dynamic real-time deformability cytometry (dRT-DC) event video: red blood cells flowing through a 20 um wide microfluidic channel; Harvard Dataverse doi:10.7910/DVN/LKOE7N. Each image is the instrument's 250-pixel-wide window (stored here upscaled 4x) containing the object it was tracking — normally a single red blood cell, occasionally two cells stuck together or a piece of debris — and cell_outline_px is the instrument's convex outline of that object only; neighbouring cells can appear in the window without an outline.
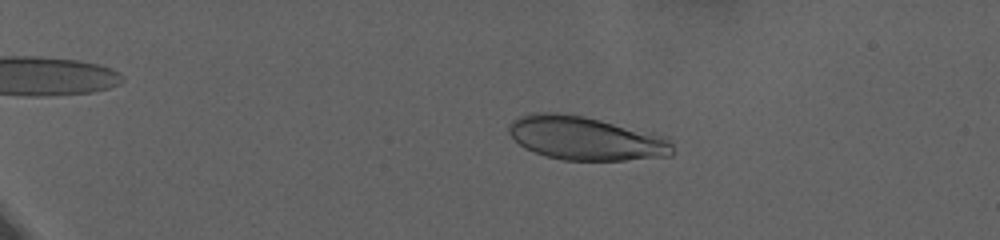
{"species": "human", "species_latin": "Homo sapiens", "temperature_condition": "warm", "stored_images_in_passage": 78, "camera_frame_rate_fps": 3000, "um_per_image_px": 0.085, "donor": {"sex": "female"}, "frame": {"image": 1, "passage_image": 19, "time_ms": 6.0, "image_size_px": [1000, 240], "cell_outline_px": [[676, 152], [672, 156], [624, 160], [564, 160], [548, 156], [524, 148], [508, 132], [508, 124], [512, 120], [528, 112], [556, 112], [584, 116], [668, 136]], "centroid_in_image_um": [49.82, 11.74], "position_along_channel_um": 35.2, "area_um2": 41.96}}
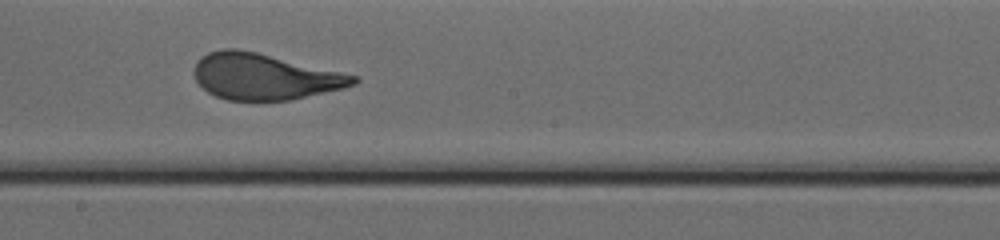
{"frame": {"image": 2, "passage_image": 50, "time_ms": 16.333, "image_size_px": [1000, 240], "cell_outline_px": [[360, 80], [356, 84], [344, 88], [288, 100], [228, 100], [216, 96], [208, 92], [196, 80], [192, 72], [192, 68], [196, 60], [200, 56], [208, 52], [220, 48], [236, 48], [256, 52], [360, 76]], "centroid_in_image_um": [22.45, 6.49], "position_along_channel_um": 225.7, "area_um2": 42.95}}
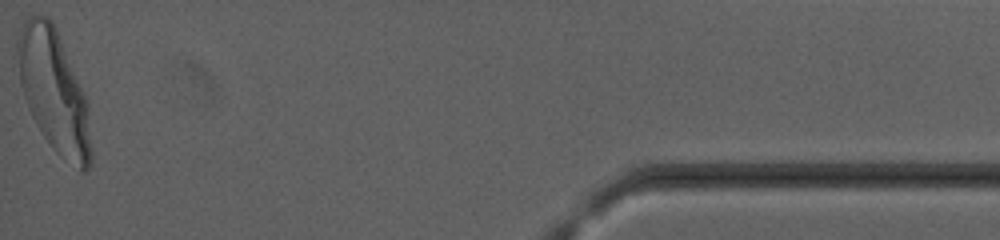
{"frame": {"image": 3, "passage_image": 78, "time_ms": 25.667, "image_size_px": [1000, 240], "cell_outline_px": [[92, 164], [84, 172], [80, 172], [60, 156], [52, 148], [36, 124], [28, 108], [20, 84], [16, 44], [16, 40], [20, 28], [24, 20], [32, 12], [48, 16], [56, 24], [88, 100], [92, 148]], "centroid_in_image_um": [4.61, 7.7], "position_along_channel_um": 430.6, "area_um2": 53.7}, "authors_computed_cell_mechanics": {"area_um2": 43.3211, "velocity_mm_per_s": 2.8794, "shape_relaxation_time_tau1_ms": 6.3486, "shape_relaxation_time_tau2_ms": null, "deformation_change_tau1": 0.2207, "deformation_change_tau2": null}}